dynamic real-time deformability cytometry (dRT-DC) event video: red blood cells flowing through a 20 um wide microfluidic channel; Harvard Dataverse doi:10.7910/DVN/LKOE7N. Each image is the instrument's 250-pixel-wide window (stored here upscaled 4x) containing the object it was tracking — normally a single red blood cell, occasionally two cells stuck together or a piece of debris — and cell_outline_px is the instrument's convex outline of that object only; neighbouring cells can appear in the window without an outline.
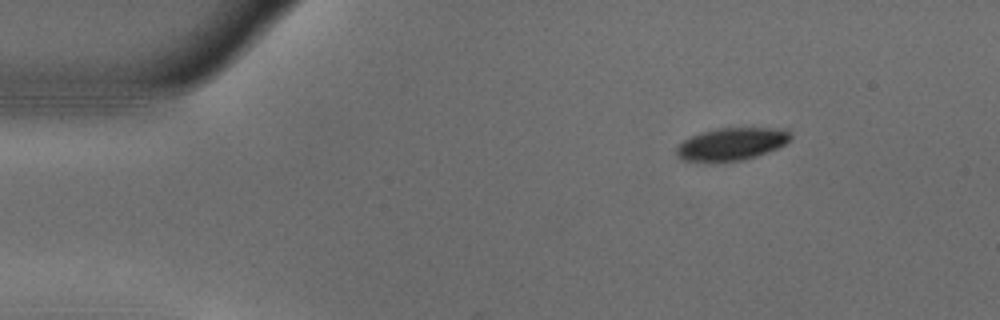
{"species": "common noctule bat (a hibernating species)", "species_latin": "Nyctalus noctula", "temperature_condition": "warm", "stored_images_in_passage": 48, "camera_frame_rate_fps": 3000, "um_per_image_px": 0.085, "animal": {"sex": "male", "body_mass_g": 18.8}, "frame": {"image": 1, "passage_image": 1, "time_ms": 0.0, "image_size_px": [1000, 320], "cell_outline_px": [[792, 136], [784, 144], [768, 152], [744, 160], [684, 160], [676, 156], [676, 148], [684, 140], [692, 136], [716, 128], [784, 128]], "centroid_in_image_um": [62.2, 12.22], "position_along_channel_um": 22.8, "area_um2": 21.04}}
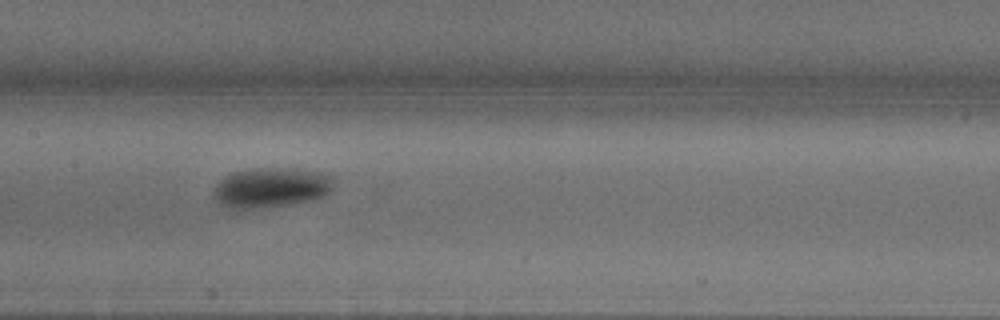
{"frame": {"image": 2, "passage_image": 20, "time_ms": 6.333, "image_size_px": [1000, 320], "cell_outline_px": [[332, 192], [324, 196], [312, 200], [292, 204], [256, 208], [228, 208], [220, 204], [216, 200], [216, 184], [224, 176], [232, 172], [252, 168], [280, 168], [320, 172], [332, 176]], "centroid_in_image_um": [23.05, 15.94], "position_along_channel_um": 184.3, "area_um2": 27.74}}
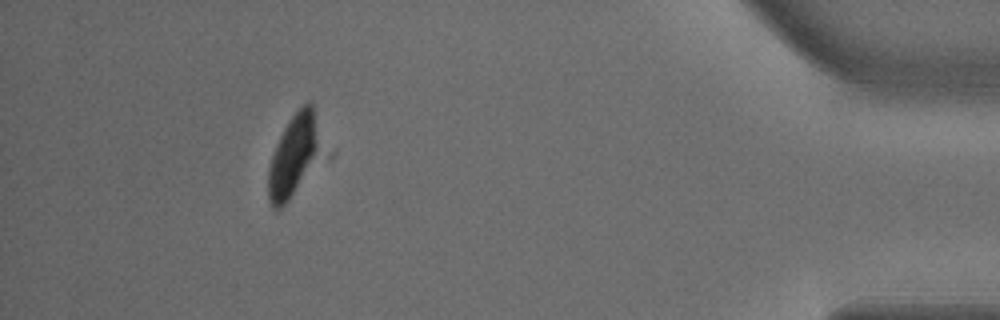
{"frame": {"image": 3, "passage_image": 43, "time_ms": 14.0, "image_size_px": [1000, 320], "cell_outline_px": [[332, 156], [280, 208], [272, 208], [268, 200], [268, 168], [276, 144], [288, 120], [308, 100], [312, 100], [332, 152]], "centroid_in_image_um": [25.25, 13.17], "position_along_channel_um": 409.9, "area_um2": 28.84}}